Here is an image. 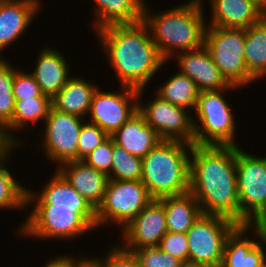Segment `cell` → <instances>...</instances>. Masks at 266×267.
I'll return each mask as SVG.
<instances>
[{
  "mask_svg": "<svg viewBox=\"0 0 266 267\" xmlns=\"http://www.w3.org/2000/svg\"><path fill=\"white\" fill-rule=\"evenodd\" d=\"M236 147L193 144L189 191L202 214L222 216L240 225Z\"/></svg>",
  "mask_w": 266,
  "mask_h": 267,
  "instance_id": "6da1fadb",
  "label": "cell"
},
{
  "mask_svg": "<svg viewBox=\"0 0 266 267\" xmlns=\"http://www.w3.org/2000/svg\"><path fill=\"white\" fill-rule=\"evenodd\" d=\"M94 33L120 86L146 88L167 63L143 22L110 25Z\"/></svg>",
  "mask_w": 266,
  "mask_h": 267,
  "instance_id": "7a4b0ae2",
  "label": "cell"
},
{
  "mask_svg": "<svg viewBox=\"0 0 266 267\" xmlns=\"http://www.w3.org/2000/svg\"><path fill=\"white\" fill-rule=\"evenodd\" d=\"M203 5L202 0H188L171 9L151 13L146 0L142 22L167 62L177 53L204 46L207 22Z\"/></svg>",
  "mask_w": 266,
  "mask_h": 267,
  "instance_id": "3957f363",
  "label": "cell"
},
{
  "mask_svg": "<svg viewBox=\"0 0 266 267\" xmlns=\"http://www.w3.org/2000/svg\"><path fill=\"white\" fill-rule=\"evenodd\" d=\"M191 148L183 141L162 140L142 158L141 181L153 199L189 191Z\"/></svg>",
  "mask_w": 266,
  "mask_h": 267,
  "instance_id": "277c9868",
  "label": "cell"
},
{
  "mask_svg": "<svg viewBox=\"0 0 266 267\" xmlns=\"http://www.w3.org/2000/svg\"><path fill=\"white\" fill-rule=\"evenodd\" d=\"M237 88L231 85L219 91L200 92L193 115L195 145L239 146L235 140L236 116L225 98L226 91Z\"/></svg>",
  "mask_w": 266,
  "mask_h": 267,
  "instance_id": "5b68a950",
  "label": "cell"
},
{
  "mask_svg": "<svg viewBox=\"0 0 266 267\" xmlns=\"http://www.w3.org/2000/svg\"><path fill=\"white\" fill-rule=\"evenodd\" d=\"M31 209L17 230L24 238L70 241L97 229L96 213H75V209L64 208Z\"/></svg>",
  "mask_w": 266,
  "mask_h": 267,
  "instance_id": "8992f818",
  "label": "cell"
},
{
  "mask_svg": "<svg viewBox=\"0 0 266 267\" xmlns=\"http://www.w3.org/2000/svg\"><path fill=\"white\" fill-rule=\"evenodd\" d=\"M240 225L266 221V156H254L236 147Z\"/></svg>",
  "mask_w": 266,
  "mask_h": 267,
  "instance_id": "52a82bcc",
  "label": "cell"
},
{
  "mask_svg": "<svg viewBox=\"0 0 266 267\" xmlns=\"http://www.w3.org/2000/svg\"><path fill=\"white\" fill-rule=\"evenodd\" d=\"M204 46L231 85L242 88L256 80L245 63V29L207 26Z\"/></svg>",
  "mask_w": 266,
  "mask_h": 267,
  "instance_id": "ba28073f",
  "label": "cell"
},
{
  "mask_svg": "<svg viewBox=\"0 0 266 267\" xmlns=\"http://www.w3.org/2000/svg\"><path fill=\"white\" fill-rule=\"evenodd\" d=\"M142 181L109 180L96 209L97 228L115 225L125 228L151 201Z\"/></svg>",
  "mask_w": 266,
  "mask_h": 267,
  "instance_id": "9c48e42d",
  "label": "cell"
},
{
  "mask_svg": "<svg viewBox=\"0 0 266 267\" xmlns=\"http://www.w3.org/2000/svg\"><path fill=\"white\" fill-rule=\"evenodd\" d=\"M238 225L222 216L201 214L188 229V261L221 266L227 237Z\"/></svg>",
  "mask_w": 266,
  "mask_h": 267,
  "instance_id": "30bf717a",
  "label": "cell"
},
{
  "mask_svg": "<svg viewBox=\"0 0 266 267\" xmlns=\"http://www.w3.org/2000/svg\"><path fill=\"white\" fill-rule=\"evenodd\" d=\"M146 89H139L138 111L144 116L162 140H177L194 144L193 114L183 107L173 105L154 95L152 100L143 104L141 99Z\"/></svg>",
  "mask_w": 266,
  "mask_h": 267,
  "instance_id": "8fae6325",
  "label": "cell"
},
{
  "mask_svg": "<svg viewBox=\"0 0 266 267\" xmlns=\"http://www.w3.org/2000/svg\"><path fill=\"white\" fill-rule=\"evenodd\" d=\"M86 119L56 111L52 107L43 125L40 151L52 163L60 166L63 163L77 160L79 133ZM45 139V140H44Z\"/></svg>",
  "mask_w": 266,
  "mask_h": 267,
  "instance_id": "7c38bea8",
  "label": "cell"
},
{
  "mask_svg": "<svg viewBox=\"0 0 266 267\" xmlns=\"http://www.w3.org/2000/svg\"><path fill=\"white\" fill-rule=\"evenodd\" d=\"M101 88L98 87L93 94L86 121L98 125L111 136L138 112L139 90L120 86V92H107Z\"/></svg>",
  "mask_w": 266,
  "mask_h": 267,
  "instance_id": "4fadbf2b",
  "label": "cell"
},
{
  "mask_svg": "<svg viewBox=\"0 0 266 267\" xmlns=\"http://www.w3.org/2000/svg\"><path fill=\"white\" fill-rule=\"evenodd\" d=\"M250 232L258 240L251 238ZM264 246L266 238L261 225H238L227 237L220 267H262L266 262Z\"/></svg>",
  "mask_w": 266,
  "mask_h": 267,
  "instance_id": "5bb4252c",
  "label": "cell"
},
{
  "mask_svg": "<svg viewBox=\"0 0 266 267\" xmlns=\"http://www.w3.org/2000/svg\"><path fill=\"white\" fill-rule=\"evenodd\" d=\"M121 232L119 244L124 249L158 247L167 233L163 204L153 199Z\"/></svg>",
  "mask_w": 266,
  "mask_h": 267,
  "instance_id": "9a60e30c",
  "label": "cell"
},
{
  "mask_svg": "<svg viewBox=\"0 0 266 267\" xmlns=\"http://www.w3.org/2000/svg\"><path fill=\"white\" fill-rule=\"evenodd\" d=\"M30 206L75 209V213H96L91 204L69 184L57 169L52 178L47 183L45 182L44 187L42 186L40 192L37 193L27 188L26 209Z\"/></svg>",
  "mask_w": 266,
  "mask_h": 267,
  "instance_id": "2e32d148",
  "label": "cell"
},
{
  "mask_svg": "<svg viewBox=\"0 0 266 267\" xmlns=\"http://www.w3.org/2000/svg\"><path fill=\"white\" fill-rule=\"evenodd\" d=\"M174 59L179 66V72L193 80L200 92L219 91L231 86L214 64L205 46L177 53Z\"/></svg>",
  "mask_w": 266,
  "mask_h": 267,
  "instance_id": "e0dca14e",
  "label": "cell"
},
{
  "mask_svg": "<svg viewBox=\"0 0 266 267\" xmlns=\"http://www.w3.org/2000/svg\"><path fill=\"white\" fill-rule=\"evenodd\" d=\"M42 6V0H0V55L21 39Z\"/></svg>",
  "mask_w": 266,
  "mask_h": 267,
  "instance_id": "ac0fdd59",
  "label": "cell"
},
{
  "mask_svg": "<svg viewBox=\"0 0 266 267\" xmlns=\"http://www.w3.org/2000/svg\"><path fill=\"white\" fill-rule=\"evenodd\" d=\"M56 168L96 210L104 198L109 177L87 165L83 160L69 161Z\"/></svg>",
  "mask_w": 266,
  "mask_h": 267,
  "instance_id": "d6986e66",
  "label": "cell"
},
{
  "mask_svg": "<svg viewBox=\"0 0 266 267\" xmlns=\"http://www.w3.org/2000/svg\"><path fill=\"white\" fill-rule=\"evenodd\" d=\"M37 56L36 66L30 73L39 84L41 92L52 99L72 76L68 60L59 49L49 46L40 49Z\"/></svg>",
  "mask_w": 266,
  "mask_h": 267,
  "instance_id": "ffe728a7",
  "label": "cell"
},
{
  "mask_svg": "<svg viewBox=\"0 0 266 267\" xmlns=\"http://www.w3.org/2000/svg\"><path fill=\"white\" fill-rule=\"evenodd\" d=\"M209 5L207 26L246 29L265 16L253 0H209Z\"/></svg>",
  "mask_w": 266,
  "mask_h": 267,
  "instance_id": "44dd1931",
  "label": "cell"
},
{
  "mask_svg": "<svg viewBox=\"0 0 266 267\" xmlns=\"http://www.w3.org/2000/svg\"><path fill=\"white\" fill-rule=\"evenodd\" d=\"M52 107L51 99L48 96H37L28 99L15 100V109L11 122L0 132L2 145L22 146V139L17 131L26 130L29 124L36 125L38 121L45 122L49 110ZM18 136V138H17ZM22 142V143H21Z\"/></svg>",
  "mask_w": 266,
  "mask_h": 267,
  "instance_id": "7402d4cb",
  "label": "cell"
},
{
  "mask_svg": "<svg viewBox=\"0 0 266 267\" xmlns=\"http://www.w3.org/2000/svg\"><path fill=\"white\" fill-rule=\"evenodd\" d=\"M111 137L128 153L144 158L162 139L138 111Z\"/></svg>",
  "mask_w": 266,
  "mask_h": 267,
  "instance_id": "603a6c76",
  "label": "cell"
},
{
  "mask_svg": "<svg viewBox=\"0 0 266 267\" xmlns=\"http://www.w3.org/2000/svg\"><path fill=\"white\" fill-rule=\"evenodd\" d=\"M97 84L84 77L72 75L65 86L51 99L52 108L87 119Z\"/></svg>",
  "mask_w": 266,
  "mask_h": 267,
  "instance_id": "cb8c5ba5",
  "label": "cell"
},
{
  "mask_svg": "<svg viewBox=\"0 0 266 267\" xmlns=\"http://www.w3.org/2000/svg\"><path fill=\"white\" fill-rule=\"evenodd\" d=\"M93 31L110 25L136 24L143 20L145 0H93ZM94 24V25H93ZM95 28V29H94Z\"/></svg>",
  "mask_w": 266,
  "mask_h": 267,
  "instance_id": "d4e9b609",
  "label": "cell"
},
{
  "mask_svg": "<svg viewBox=\"0 0 266 267\" xmlns=\"http://www.w3.org/2000/svg\"><path fill=\"white\" fill-rule=\"evenodd\" d=\"M158 200L165 208L167 232L187 233L202 214L198 201L190 191Z\"/></svg>",
  "mask_w": 266,
  "mask_h": 267,
  "instance_id": "484cf974",
  "label": "cell"
},
{
  "mask_svg": "<svg viewBox=\"0 0 266 267\" xmlns=\"http://www.w3.org/2000/svg\"><path fill=\"white\" fill-rule=\"evenodd\" d=\"M18 147L21 148V146L9 145L0 147V209L26 210L27 188L17 181L18 178L13 177L9 166L7 167L10 155Z\"/></svg>",
  "mask_w": 266,
  "mask_h": 267,
  "instance_id": "4316f807",
  "label": "cell"
},
{
  "mask_svg": "<svg viewBox=\"0 0 266 267\" xmlns=\"http://www.w3.org/2000/svg\"><path fill=\"white\" fill-rule=\"evenodd\" d=\"M245 63L248 72L256 79L266 77V15L245 29Z\"/></svg>",
  "mask_w": 266,
  "mask_h": 267,
  "instance_id": "83f0119b",
  "label": "cell"
},
{
  "mask_svg": "<svg viewBox=\"0 0 266 267\" xmlns=\"http://www.w3.org/2000/svg\"><path fill=\"white\" fill-rule=\"evenodd\" d=\"M155 94L173 105L191 111L195 110L200 91L193 80L177 71L157 87Z\"/></svg>",
  "mask_w": 266,
  "mask_h": 267,
  "instance_id": "f1b7e54d",
  "label": "cell"
},
{
  "mask_svg": "<svg viewBox=\"0 0 266 267\" xmlns=\"http://www.w3.org/2000/svg\"><path fill=\"white\" fill-rule=\"evenodd\" d=\"M112 161L109 180L141 181L142 158L128 153L114 140Z\"/></svg>",
  "mask_w": 266,
  "mask_h": 267,
  "instance_id": "f546056e",
  "label": "cell"
},
{
  "mask_svg": "<svg viewBox=\"0 0 266 267\" xmlns=\"http://www.w3.org/2000/svg\"><path fill=\"white\" fill-rule=\"evenodd\" d=\"M0 58V132L11 122L15 109L12 91L14 65Z\"/></svg>",
  "mask_w": 266,
  "mask_h": 267,
  "instance_id": "4dcf8cb0",
  "label": "cell"
},
{
  "mask_svg": "<svg viewBox=\"0 0 266 267\" xmlns=\"http://www.w3.org/2000/svg\"><path fill=\"white\" fill-rule=\"evenodd\" d=\"M131 251L139 267H182L183 262L159 247H143L139 249H125Z\"/></svg>",
  "mask_w": 266,
  "mask_h": 267,
  "instance_id": "1f68e13d",
  "label": "cell"
},
{
  "mask_svg": "<svg viewBox=\"0 0 266 267\" xmlns=\"http://www.w3.org/2000/svg\"><path fill=\"white\" fill-rule=\"evenodd\" d=\"M108 137L109 135L98 125L85 121L79 133L77 160L85 159Z\"/></svg>",
  "mask_w": 266,
  "mask_h": 267,
  "instance_id": "d6a6232c",
  "label": "cell"
},
{
  "mask_svg": "<svg viewBox=\"0 0 266 267\" xmlns=\"http://www.w3.org/2000/svg\"><path fill=\"white\" fill-rule=\"evenodd\" d=\"M12 91L15 100L46 96L41 92L39 84L30 72L14 67Z\"/></svg>",
  "mask_w": 266,
  "mask_h": 267,
  "instance_id": "836d02e7",
  "label": "cell"
},
{
  "mask_svg": "<svg viewBox=\"0 0 266 267\" xmlns=\"http://www.w3.org/2000/svg\"><path fill=\"white\" fill-rule=\"evenodd\" d=\"M113 155V138L109 136L93 152H91L83 161L94 169L110 176Z\"/></svg>",
  "mask_w": 266,
  "mask_h": 267,
  "instance_id": "e575fe53",
  "label": "cell"
},
{
  "mask_svg": "<svg viewBox=\"0 0 266 267\" xmlns=\"http://www.w3.org/2000/svg\"><path fill=\"white\" fill-rule=\"evenodd\" d=\"M158 247L183 263L188 262L189 248L186 233L167 232Z\"/></svg>",
  "mask_w": 266,
  "mask_h": 267,
  "instance_id": "d590c367",
  "label": "cell"
},
{
  "mask_svg": "<svg viewBox=\"0 0 266 267\" xmlns=\"http://www.w3.org/2000/svg\"><path fill=\"white\" fill-rule=\"evenodd\" d=\"M111 245L105 255L95 258L101 267H139L136 258L131 251L125 250L120 244Z\"/></svg>",
  "mask_w": 266,
  "mask_h": 267,
  "instance_id": "8d00e7d4",
  "label": "cell"
},
{
  "mask_svg": "<svg viewBox=\"0 0 266 267\" xmlns=\"http://www.w3.org/2000/svg\"><path fill=\"white\" fill-rule=\"evenodd\" d=\"M83 257L80 255L79 257H73L70 254L68 255H60L56 256L55 258H51L49 261L46 262L43 267H75L76 263ZM75 258V259H74Z\"/></svg>",
  "mask_w": 266,
  "mask_h": 267,
  "instance_id": "74e56055",
  "label": "cell"
},
{
  "mask_svg": "<svg viewBox=\"0 0 266 267\" xmlns=\"http://www.w3.org/2000/svg\"><path fill=\"white\" fill-rule=\"evenodd\" d=\"M75 267H101L100 263L93 257L84 256L76 263Z\"/></svg>",
  "mask_w": 266,
  "mask_h": 267,
  "instance_id": "f35d334b",
  "label": "cell"
},
{
  "mask_svg": "<svg viewBox=\"0 0 266 267\" xmlns=\"http://www.w3.org/2000/svg\"><path fill=\"white\" fill-rule=\"evenodd\" d=\"M182 267H219V266H214L208 263H194V262H186L183 263Z\"/></svg>",
  "mask_w": 266,
  "mask_h": 267,
  "instance_id": "ab89813d",
  "label": "cell"
},
{
  "mask_svg": "<svg viewBox=\"0 0 266 267\" xmlns=\"http://www.w3.org/2000/svg\"><path fill=\"white\" fill-rule=\"evenodd\" d=\"M254 4L266 15V0H253Z\"/></svg>",
  "mask_w": 266,
  "mask_h": 267,
  "instance_id": "60d3db41",
  "label": "cell"
},
{
  "mask_svg": "<svg viewBox=\"0 0 266 267\" xmlns=\"http://www.w3.org/2000/svg\"><path fill=\"white\" fill-rule=\"evenodd\" d=\"M264 231V237L266 238V221L260 224Z\"/></svg>",
  "mask_w": 266,
  "mask_h": 267,
  "instance_id": "b9f144b4",
  "label": "cell"
}]
</instances>
